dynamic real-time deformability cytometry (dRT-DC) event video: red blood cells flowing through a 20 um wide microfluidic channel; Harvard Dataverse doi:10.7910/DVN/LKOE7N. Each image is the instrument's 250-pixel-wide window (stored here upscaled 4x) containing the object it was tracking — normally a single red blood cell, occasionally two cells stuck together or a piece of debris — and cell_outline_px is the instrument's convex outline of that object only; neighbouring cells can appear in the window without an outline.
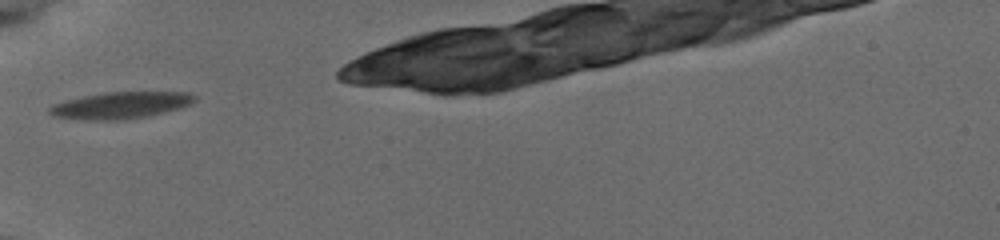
{"species": "common noctule bat (a hibernating species)", "species_latin": "Nyctalus noctula", "temperature_condition": "cold", "stored_images_in_passage": 22, "camera_frame_rate_fps": 3000, "um_per_image_px": 0.085, "animal": {"sex": "female", "body_mass_g": 19.5, "forearm_length_mm": 54.1}, "frame": {"image": 1, "passage_image": 1, "time_ms": 0.0, "image_size_px": [1000, 240], "cell_outline_px": [[196, 100], [188, 104], [176, 108], [144, 116], [124, 120], [88, 120], [56, 116], [48, 112], [48, 108], [52, 104], [84, 96], [104, 92], [188, 92], [196, 96]], "centroid_in_image_um": [10.21, 8.94], "position_along_channel_um": 74.8, "area_um2": 22.08}}
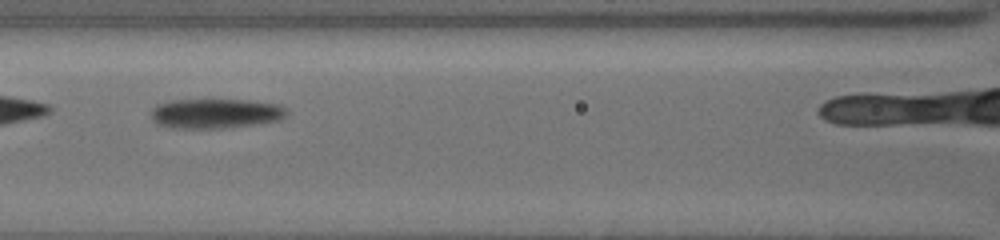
{"frame": {"image": 2, "passage_image": 8, "time_ms": 2.0, "image_size_px": [1000, 240], "cell_outline_px": [[284, 116], [276, 120], [248, 124], [212, 128], [176, 128], [160, 124], [152, 116], [152, 112], [156, 104], [172, 100], [248, 100], [280, 104], [284, 108]], "centroid_in_image_um": [18.28, 9.62], "position_along_channel_um": 148.3, "area_um2": 22.6}}
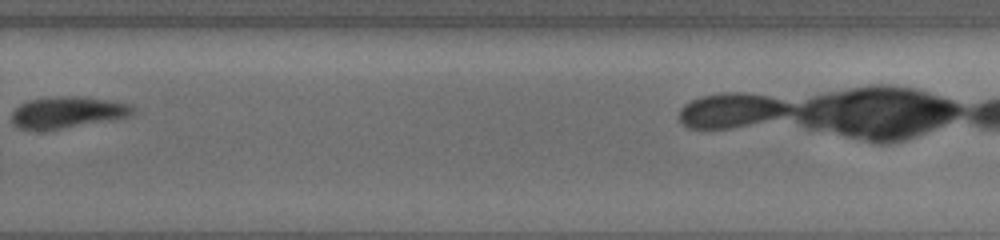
{"frame": {"image": 3, "passage_image": 16, "time_ms": 6.667, "image_size_px": [1000, 240], "cell_outline_px": [[132, 112], [124, 116], [60, 128], [20, 128], [12, 120], [12, 112], [16, 108], [32, 100], [60, 96], [80, 96], [128, 104], [132, 108]], "centroid_in_image_um": [5.67, 9.51], "position_along_channel_um": 324.1, "area_um2": 20.52}, "authors_computed_cell_mechanics": {"area_um2": 22.5998, "velocity_mm_per_s": 3.7774, "shape_relaxation_time_tau1_ms": 2.4279, "shape_relaxation_time_tau2_ms": null, "deformation_change_tau1": 0.1047, "deformation_change_tau2": null}}